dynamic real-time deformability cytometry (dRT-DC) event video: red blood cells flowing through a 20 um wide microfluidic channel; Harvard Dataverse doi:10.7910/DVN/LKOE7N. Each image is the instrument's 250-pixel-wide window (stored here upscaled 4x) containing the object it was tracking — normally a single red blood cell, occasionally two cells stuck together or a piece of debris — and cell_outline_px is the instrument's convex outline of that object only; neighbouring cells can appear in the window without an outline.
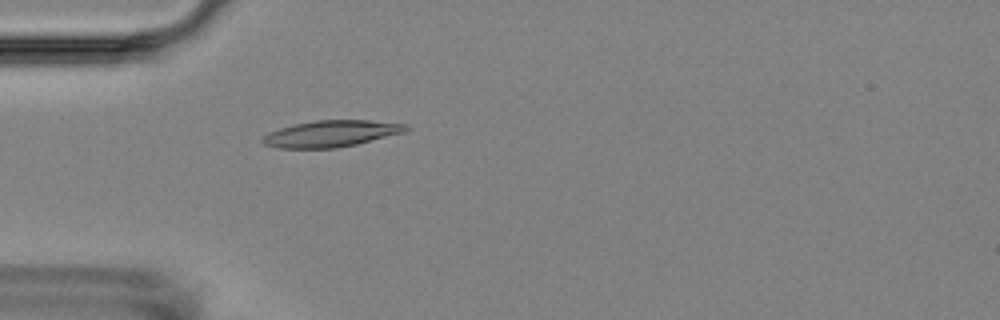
{"species": "Egyptian fruit bat (a non-hibernating species)", "species_latin": "Rousettus aegyptiacus", "temperature_condition": "room temperature", "stored_images_in_passage": 5, "camera_frame_rate_fps": 3000, "um_per_image_px": 0.085, "animal": {"sex": "female"}, "frame": {"image": 1, "passage_image": 5, "time_ms": 4.667, "image_size_px": [1000, 320], "cell_outline_px": [[408, 128], [404, 132], [356, 144], [336, 148], [276, 148], [264, 144], [260, 140], [268, 132], [292, 124], [316, 120], [368, 120], [408, 124]], "centroid_in_image_um": [28.1, 11.36], "position_along_channel_um": 56.9, "area_um2": 22.08}}